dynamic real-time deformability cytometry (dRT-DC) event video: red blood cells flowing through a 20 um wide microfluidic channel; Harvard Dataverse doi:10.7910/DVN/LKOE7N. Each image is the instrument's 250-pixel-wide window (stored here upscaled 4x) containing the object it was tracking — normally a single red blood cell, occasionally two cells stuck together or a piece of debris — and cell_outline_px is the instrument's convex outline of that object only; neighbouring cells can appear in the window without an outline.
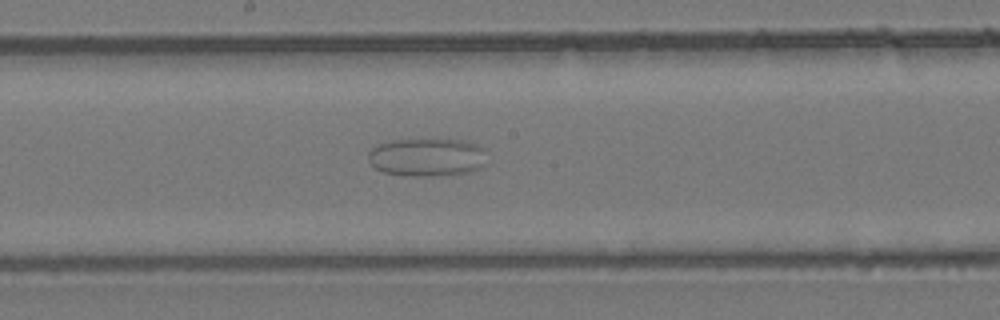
{"species": "common noctule bat (a hibernating species)", "species_latin": "Nyctalus noctula", "temperature_condition": "room temperature", "stored_images_in_passage": 44, "camera_frame_rate_fps": 3000, "um_per_image_px": 0.085, "animal": {"sex": "female", "body_mass_g": 24.6, "forearm_length_mm": 56.2}, "frame": {"image": 1, "passage_image": 18, "time_ms": 5.667, "image_size_px": [1000, 320], "cell_outline_px": [[484, 164], [468, 172], [428, 176], [404, 176], [384, 172], [376, 168], [368, 160], [368, 152], [372, 148], [380, 144], [392, 140], [464, 140], [476, 144], [480, 148]], "centroid_in_image_um": [36.2, 13.37], "position_along_channel_um": 212.0, "area_um2": 25.72}}
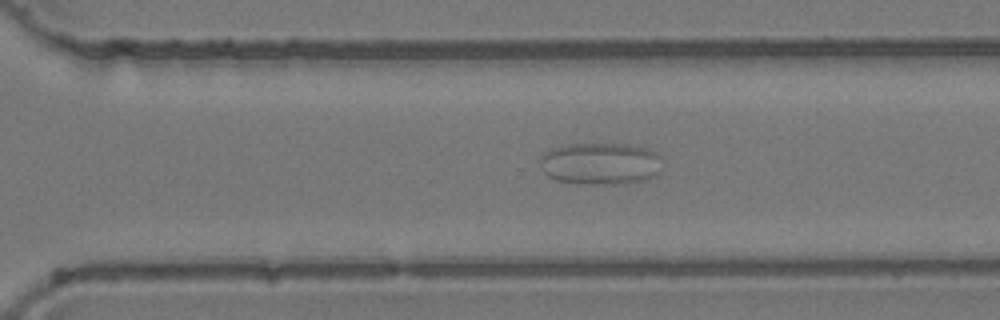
{"frame": {"image": 2, "passage_image": 27, "time_ms": 8.667, "image_size_px": [1000, 320], "cell_outline_px": [[660, 156], [656, 172], [648, 180], [624, 184], [588, 184], [556, 180], [548, 176], [544, 172], [540, 164], [540, 156], [544, 152], [552, 148], [568, 144], [628, 144], [648, 148], [656, 152]], "centroid_in_image_um": [51.0, 13.9], "position_along_channel_um": 319.6, "area_um2": 29.94}}
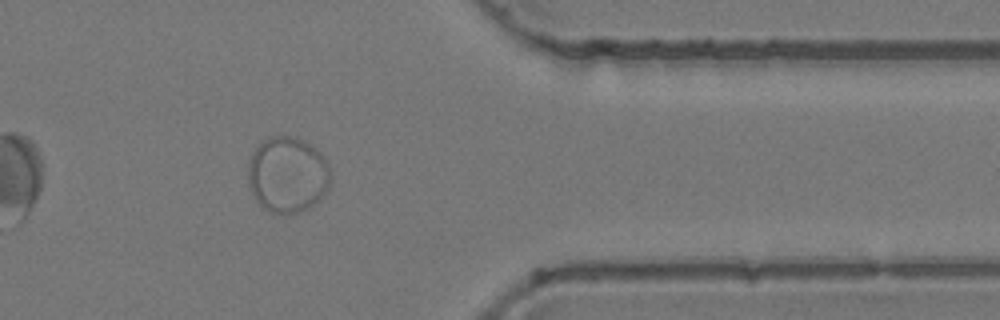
{"frame": {"image": 3, "passage_image": 34, "time_ms": 11.0, "image_size_px": [1000, 320], "cell_outline_px": [[328, 188], [308, 208], [300, 212], [288, 216], [280, 216], [268, 212], [256, 200], [248, 184], [248, 160], [252, 152], [268, 136], [296, 136], [316, 148], [328, 164]], "centroid_in_image_um": [24.38, 14.87], "position_along_channel_um": 387.0, "area_um2": 36.59}}